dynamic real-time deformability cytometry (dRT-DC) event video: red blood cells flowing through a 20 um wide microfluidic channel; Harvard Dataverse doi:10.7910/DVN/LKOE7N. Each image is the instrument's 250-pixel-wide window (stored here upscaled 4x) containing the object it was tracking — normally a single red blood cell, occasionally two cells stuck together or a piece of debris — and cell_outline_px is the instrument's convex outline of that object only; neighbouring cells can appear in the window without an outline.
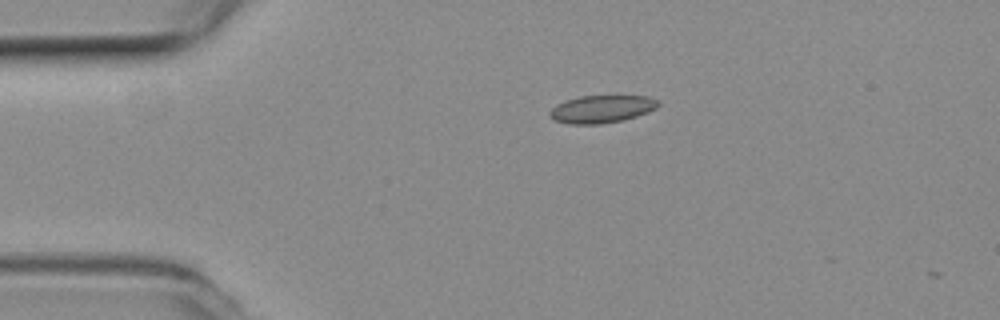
{"species": "common noctule bat (a hibernating species)", "species_latin": "Nyctalus noctula", "temperature_condition": "room temperature", "stored_images_in_passage": 39, "camera_frame_rate_fps": 3000, "um_per_image_px": 0.085, "animal": {"sex": "female", "body_mass_g": 19.3, "forearm_length_mm": 54.1}, "frame": {"image": 1, "passage_image": 2, "time_ms": 0.333, "image_size_px": [1000, 320], "cell_outline_px": [[660, 104], [656, 108], [636, 116], [620, 120], [600, 124], [568, 124], [552, 120], [548, 116], [548, 112], [556, 104], [580, 96], [648, 96], [656, 100]], "centroid_in_image_um": [51.08, 9.27], "position_along_channel_um": 33.9, "area_um2": 17.34}}
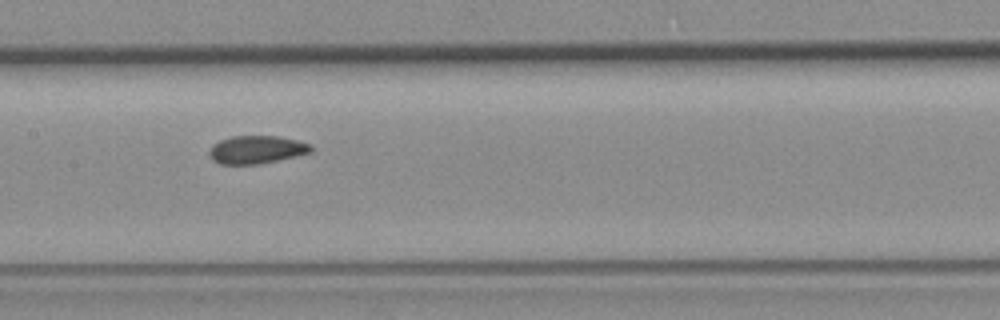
{"frame": {"image": 2, "passage_image": 17, "time_ms": 5.333, "image_size_px": [1000, 320], "cell_outline_px": [[312, 152], [260, 164], [220, 164], [212, 160], [208, 152], [212, 144], [220, 140], [232, 136], [276, 136], [296, 140], [312, 144]], "centroid_in_image_um": [21.78, 12.72], "position_along_channel_um": 185.6, "area_um2": 16.59}}
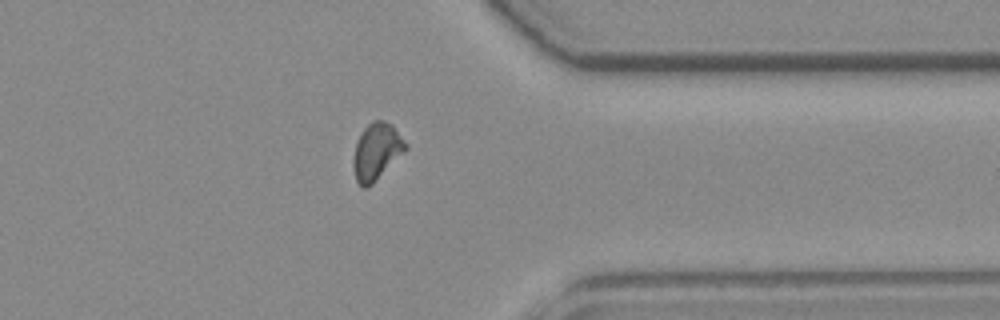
{"frame": {"image": 3, "passage_image": 33, "time_ms": 10.667, "image_size_px": [1000, 320], "cell_outline_px": [[408, 148], [368, 188], [364, 188], [356, 180], [352, 164], [352, 160], [356, 140], [360, 132], [372, 120], [384, 120], [392, 124], [408, 144]], "centroid_in_image_um": [31.99, 12.85], "position_along_channel_um": 379.4, "area_um2": 17.46}, "authors_computed_cell_mechanics": {"area_um2": 16.7042, "velocity_mm_per_s": 3.8142, "shape_relaxation_time_tau1_ms": null, "shape_relaxation_time_tau2_ms": 1.7195, "deformation_change_tau1": null, "deformation_change_tau2": 0.0742}}